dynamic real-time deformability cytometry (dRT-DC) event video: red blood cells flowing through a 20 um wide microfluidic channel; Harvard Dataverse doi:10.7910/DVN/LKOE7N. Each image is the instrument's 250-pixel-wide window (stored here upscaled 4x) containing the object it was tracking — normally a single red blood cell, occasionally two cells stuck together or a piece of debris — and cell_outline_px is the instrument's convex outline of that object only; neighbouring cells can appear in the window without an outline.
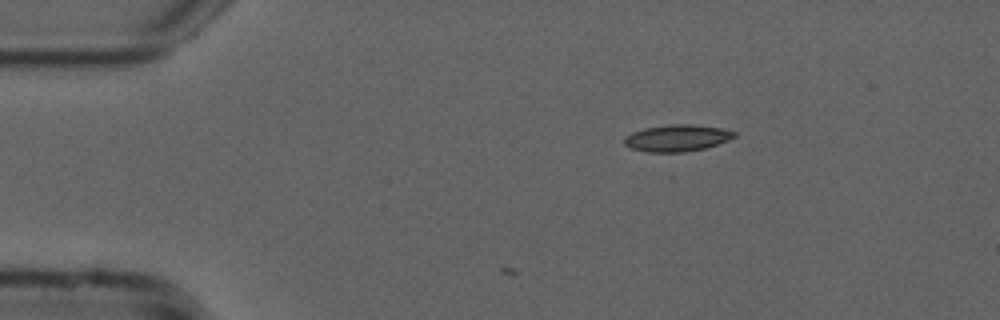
{"species": "common noctule bat (a hibernating species)", "species_latin": "Nyctalus noctula", "temperature_condition": "cold", "stored_images_in_passage": 4, "camera_frame_rate_fps": 3000, "um_per_image_px": 0.085, "animal": {"sex": "male", "forearm_length_mm": 52.5}, "frame": {"image": 1, "passage_image": 1, "time_ms": 0.0, "image_size_px": [1000, 320], "cell_outline_px": [[736, 136], [728, 140], [704, 148], [684, 152], [648, 152], [628, 148], [624, 144], [624, 136], [632, 132], [644, 128], [668, 124], [692, 124], [720, 128], [736, 132]], "centroid_in_image_um": [57.49, 11.73], "position_along_channel_um": 27.5, "area_um2": 17.17}}